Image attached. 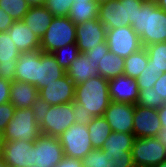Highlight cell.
Returning a JSON list of instances; mask_svg holds the SVG:
<instances>
[{
	"label": "cell",
	"instance_id": "49",
	"mask_svg": "<svg viewBox=\"0 0 166 167\" xmlns=\"http://www.w3.org/2000/svg\"><path fill=\"white\" fill-rule=\"evenodd\" d=\"M151 167H166V160L159 163L158 165H154V166H151Z\"/></svg>",
	"mask_w": 166,
	"mask_h": 167
},
{
	"label": "cell",
	"instance_id": "27",
	"mask_svg": "<svg viewBox=\"0 0 166 167\" xmlns=\"http://www.w3.org/2000/svg\"><path fill=\"white\" fill-rule=\"evenodd\" d=\"M125 60L124 73L126 76L137 79L148 65V55L145 47L130 54Z\"/></svg>",
	"mask_w": 166,
	"mask_h": 167
},
{
	"label": "cell",
	"instance_id": "13",
	"mask_svg": "<svg viewBox=\"0 0 166 167\" xmlns=\"http://www.w3.org/2000/svg\"><path fill=\"white\" fill-rule=\"evenodd\" d=\"M135 105L110 102L104 112V118L114 132L133 133Z\"/></svg>",
	"mask_w": 166,
	"mask_h": 167
},
{
	"label": "cell",
	"instance_id": "48",
	"mask_svg": "<svg viewBox=\"0 0 166 167\" xmlns=\"http://www.w3.org/2000/svg\"><path fill=\"white\" fill-rule=\"evenodd\" d=\"M155 3L166 12V0H155Z\"/></svg>",
	"mask_w": 166,
	"mask_h": 167
},
{
	"label": "cell",
	"instance_id": "41",
	"mask_svg": "<svg viewBox=\"0 0 166 167\" xmlns=\"http://www.w3.org/2000/svg\"><path fill=\"white\" fill-rule=\"evenodd\" d=\"M12 82L0 78V105L10 100V89Z\"/></svg>",
	"mask_w": 166,
	"mask_h": 167
},
{
	"label": "cell",
	"instance_id": "20",
	"mask_svg": "<svg viewBox=\"0 0 166 167\" xmlns=\"http://www.w3.org/2000/svg\"><path fill=\"white\" fill-rule=\"evenodd\" d=\"M41 50L20 53L15 70V80L30 83L37 88V63Z\"/></svg>",
	"mask_w": 166,
	"mask_h": 167
},
{
	"label": "cell",
	"instance_id": "25",
	"mask_svg": "<svg viewBox=\"0 0 166 167\" xmlns=\"http://www.w3.org/2000/svg\"><path fill=\"white\" fill-rule=\"evenodd\" d=\"M87 128L93 149H101L103 143L112 133L110 125L108 124L104 116L94 117L92 121L87 125Z\"/></svg>",
	"mask_w": 166,
	"mask_h": 167
},
{
	"label": "cell",
	"instance_id": "47",
	"mask_svg": "<svg viewBox=\"0 0 166 167\" xmlns=\"http://www.w3.org/2000/svg\"><path fill=\"white\" fill-rule=\"evenodd\" d=\"M30 6L45 5L47 0H26Z\"/></svg>",
	"mask_w": 166,
	"mask_h": 167
},
{
	"label": "cell",
	"instance_id": "51",
	"mask_svg": "<svg viewBox=\"0 0 166 167\" xmlns=\"http://www.w3.org/2000/svg\"><path fill=\"white\" fill-rule=\"evenodd\" d=\"M87 1H92V0H73V2H87Z\"/></svg>",
	"mask_w": 166,
	"mask_h": 167
},
{
	"label": "cell",
	"instance_id": "38",
	"mask_svg": "<svg viewBox=\"0 0 166 167\" xmlns=\"http://www.w3.org/2000/svg\"><path fill=\"white\" fill-rule=\"evenodd\" d=\"M110 52L107 42L98 44L94 49L84 53L89 61H92L94 65L99 66L100 59Z\"/></svg>",
	"mask_w": 166,
	"mask_h": 167
},
{
	"label": "cell",
	"instance_id": "46",
	"mask_svg": "<svg viewBox=\"0 0 166 167\" xmlns=\"http://www.w3.org/2000/svg\"><path fill=\"white\" fill-rule=\"evenodd\" d=\"M157 139H159L165 146H166V129L165 128H162L157 136H156Z\"/></svg>",
	"mask_w": 166,
	"mask_h": 167
},
{
	"label": "cell",
	"instance_id": "10",
	"mask_svg": "<svg viewBox=\"0 0 166 167\" xmlns=\"http://www.w3.org/2000/svg\"><path fill=\"white\" fill-rule=\"evenodd\" d=\"M64 157L58 137L41 134L34 142V167H55Z\"/></svg>",
	"mask_w": 166,
	"mask_h": 167
},
{
	"label": "cell",
	"instance_id": "9",
	"mask_svg": "<svg viewBox=\"0 0 166 167\" xmlns=\"http://www.w3.org/2000/svg\"><path fill=\"white\" fill-rule=\"evenodd\" d=\"M74 101L50 106L46 118L40 125L43 135L58 137L75 123Z\"/></svg>",
	"mask_w": 166,
	"mask_h": 167
},
{
	"label": "cell",
	"instance_id": "8",
	"mask_svg": "<svg viewBox=\"0 0 166 167\" xmlns=\"http://www.w3.org/2000/svg\"><path fill=\"white\" fill-rule=\"evenodd\" d=\"M106 42L110 52L124 59L143 48L140 36L133 30L132 26L106 29Z\"/></svg>",
	"mask_w": 166,
	"mask_h": 167
},
{
	"label": "cell",
	"instance_id": "43",
	"mask_svg": "<svg viewBox=\"0 0 166 167\" xmlns=\"http://www.w3.org/2000/svg\"><path fill=\"white\" fill-rule=\"evenodd\" d=\"M15 21L0 8V32H6Z\"/></svg>",
	"mask_w": 166,
	"mask_h": 167
},
{
	"label": "cell",
	"instance_id": "34",
	"mask_svg": "<svg viewBox=\"0 0 166 167\" xmlns=\"http://www.w3.org/2000/svg\"><path fill=\"white\" fill-rule=\"evenodd\" d=\"M83 167H107L106 153L101 149H92L81 160Z\"/></svg>",
	"mask_w": 166,
	"mask_h": 167
},
{
	"label": "cell",
	"instance_id": "39",
	"mask_svg": "<svg viewBox=\"0 0 166 167\" xmlns=\"http://www.w3.org/2000/svg\"><path fill=\"white\" fill-rule=\"evenodd\" d=\"M14 113L15 107L10 102L0 105V135L14 116Z\"/></svg>",
	"mask_w": 166,
	"mask_h": 167
},
{
	"label": "cell",
	"instance_id": "29",
	"mask_svg": "<svg viewBox=\"0 0 166 167\" xmlns=\"http://www.w3.org/2000/svg\"><path fill=\"white\" fill-rule=\"evenodd\" d=\"M151 66L160 75L166 72V42L154 43L145 46Z\"/></svg>",
	"mask_w": 166,
	"mask_h": 167
},
{
	"label": "cell",
	"instance_id": "23",
	"mask_svg": "<svg viewBox=\"0 0 166 167\" xmlns=\"http://www.w3.org/2000/svg\"><path fill=\"white\" fill-rule=\"evenodd\" d=\"M66 74L76 85L86 82L88 79L98 76V67L88 60L84 53H80L67 69Z\"/></svg>",
	"mask_w": 166,
	"mask_h": 167
},
{
	"label": "cell",
	"instance_id": "12",
	"mask_svg": "<svg viewBox=\"0 0 166 167\" xmlns=\"http://www.w3.org/2000/svg\"><path fill=\"white\" fill-rule=\"evenodd\" d=\"M106 41V27L99 19L76 25V44L80 53H86Z\"/></svg>",
	"mask_w": 166,
	"mask_h": 167
},
{
	"label": "cell",
	"instance_id": "6",
	"mask_svg": "<svg viewBox=\"0 0 166 167\" xmlns=\"http://www.w3.org/2000/svg\"><path fill=\"white\" fill-rule=\"evenodd\" d=\"M64 156L83 159L93 149L87 125L74 123L58 136Z\"/></svg>",
	"mask_w": 166,
	"mask_h": 167
},
{
	"label": "cell",
	"instance_id": "45",
	"mask_svg": "<svg viewBox=\"0 0 166 167\" xmlns=\"http://www.w3.org/2000/svg\"><path fill=\"white\" fill-rule=\"evenodd\" d=\"M158 115L162 128L166 129V103L158 110Z\"/></svg>",
	"mask_w": 166,
	"mask_h": 167
},
{
	"label": "cell",
	"instance_id": "32",
	"mask_svg": "<svg viewBox=\"0 0 166 167\" xmlns=\"http://www.w3.org/2000/svg\"><path fill=\"white\" fill-rule=\"evenodd\" d=\"M103 151L107 156V167H135L132 151Z\"/></svg>",
	"mask_w": 166,
	"mask_h": 167
},
{
	"label": "cell",
	"instance_id": "36",
	"mask_svg": "<svg viewBox=\"0 0 166 167\" xmlns=\"http://www.w3.org/2000/svg\"><path fill=\"white\" fill-rule=\"evenodd\" d=\"M73 0H47L44 5L54 17H66Z\"/></svg>",
	"mask_w": 166,
	"mask_h": 167
},
{
	"label": "cell",
	"instance_id": "3",
	"mask_svg": "<svg viewBox=\"0 0 166 167\" xmlns=\"http://www.w3.org/2000/svg\"><path fill=\"white\" fill-rule=\"evenodd\" d=\"M145 0H109L99 3L98 19L106 29L131 26Z\"/></svg>",
	"mask_w": 166,
	"mask_h": 167
},
{
	"label": "cell",
	"instance_id": "24",
	"mask_svg": "<svg viewBox=\"0 0 166 167\" xmlns=\"http://www.w3.org/2000/svg\"><path fill=\"white\" fill-rule=\"evenodd\" d=\"M99 2L97 0L87 2H73L69 8L68 17L78 25L85 21L98 19Z\"/></svg>",
	"mask_w": 166,
	"mask_h": 167
},
{
	"label": "cell",
	"instance_id": "40",
	"mask_svg": "<svg viewBox=\"0 0 166 167\" xmlns=\"http://www.w3.org/2000/svg\"><path fill=\"white\" fill-rule=\"evenodd\" d=\"M86 109L80 104L74 102L75 123L88 125L94 118L91 114H87Z\"/></svg>",
	"mask_w": 166,
	"mask_h": 167
},
{
	"label": "cell",
	"instance_id": "2",
	"mask_svg": "<svg viewBox=\"0 0 166 167\" xmlns=\"http://www.w3.org/2000/svg\"><path fill=\"white\" fill-rule=\"evenodd\" d=\"M74 102L84 107L87 114L93 117L103 116L111 102L108 79L98 75L76 85Z\"/></svg>",
	"mask_w": 166,
	"mask_h": 167
},
{
	"label": "cell",
	"instance_id": "21",
	"mask_svg": "<svg viewBox=\"0 0 166 167\" xmlns=\"http://www.w3.org/2000/svg\"><path fill=\"white\" fill-rule=\"evenodd\" d=\"M53 18L54 16L52 13L44 5H37L30 6L22 21L29 27L36 37L41 39L45 35Z\"/></svg>",
	"mask_w": 166,
	"mask_h": 167
},
{
	"label": "cell",
	"instance_id": "17",
	"mask_svg": "<svg viewBox=\"0 0 166 167\" xmlns=\"http://www.w3.org/2000/svg\"><path fill=\"white\" fill-rule=\"evenodd\" d=\"M20 51L8 31L0 32V78L15 81V70Z\"/></svg>",
	"mask_w": 166,
	"mask_h": 167
},
{
	"label": "cell",
	"instance_id": "42",
	"mask_svg": "<svg viewBox=\"0 0 166 167\" xmlns=\"http://www.w3.org/2000/svg\"><path fill=\"white\" fill-rule=\"evenodd\" d=\"M153 88L157 91L158 96L166 102V72L159 75L158 80Z\"/></svg>",
	"mask_w": 166,
	"mask_h": 167
},
{
	"label": "cell",
	"instance_id": "11",
	"mask_svg": "<svg viewBox=\"0 0 166 167\" xmlns=\"http://www.w3.org/2000/svg\"><path fill=\"white\" fill-rule=\"evenodd\" d=\"M33 146L24 140L1 141V159L8 167H34Z\"/></svg>",
	"mask_w": 166,
	"mask_h": 167
},
{
	"label": "cell",
	"instance_id": "15",
	"mask_svg": "<svg viewBox=\"0 0 166 167\" xmlns=\"http://www.w3.org/2000/svg\"><path fill=\"white\" fill-rule=\"evenodd\" d=\"M109 97L112 102L136 105L139 88L136 79L125 74L108 79Z\"/></svg>",
	"mask_w": 166,
	"mask_h": 167
},
{
	"label": "cell",
	"instance_id": "19",
	"mask_svg": "<svg viewBox=\"0 0 166 167\" xmlns=\"http://www.w3.org/2000/svg\"><path fill=\"white\" fill-rule=\"evenodd\" d=\"M7 31L20 53L40 49V39L22 20L15 21Z\"/></svg>",
	"mask_w": 166,
	"mask_h": 167
},
{
	"label": "cell",
	"instance_id": "50",
	"mask_svg": "<svg viewBox=\"0 0 166 167\" xmlns=\"http://www.w3.org/2000/svg\"><path fill=\"white\" fill-rule=\"evenodd\" d=\"M0 167H8L7 164L0 158Z\"/></svg>",
	"mask_w": 166,
	"mask_h": 167
},
{
	"label": "cell",
	"instance_id": "18",
	"mask_svg": "<svg viewBox=\"0 0 166 167\" xmlns=\"http://www.w3.org/2000/svg\"><path fill=\"white\" fill-rule=\"evenodd\" d=\"M66 71L57 63L52 53H44L41 51L38 54L37 63V89L40 90L48 84L57 81L64 77Z\"/></svg>",
	"mask_w": 166,
	"mask_h": 167
},
{
	"label": "cell",
	"instance_id": "52",
	"mask_svg": "<svg viewBox=\"0 0 166 167\" xmlns=\"http://www.w3.org/2000/svg\"><path fill=\"white\" fill-rule=\"evenodd\" d=\"M99 3L105 2V1H109V0H97Z\"/></svg>",
	"mask_w": 166,
	"mask_h": 167
},
{
	"label": "cell",
	"instance_id": "28",
	"mask_svg": "<svg viewBox=\"0 0 166 167\" xmlns=\"http://www.w3.org/2000/svg\"><path fill=\"white\" fill-rule=\"evenodd\" d=\"M135 136L133 133L114 132L108 136L101 146V150L109 151H132Z\"/></svg>",
	"mask_w": 166,
	"mask_h": 167
},
{
	"label": "cell",
	"instance_id": "35",
	"mask_svg": "<svg viewBox=\"0 0 166 167\" xmlns=\"http://www.w3.org/2000/svg\"><path fill=\"white\" fill-rule=\"evenodd\" d=\"M158 78L159 75L157 74V71L151 66V63L148 62V65L146 66L144 71L136 79L139 90H147V88H153Z\"/></svg>",
	"mask_w": 166,
	"mask_h": 167
},
{
	"label": "cell",
	"instance_id": "53",
	"mask_svg": "<svg viewBox=\"0 0 166 167\" xmlns=\"http://www.w3.org/2000/svg\"><path fill=\"white\" fill-rule=\"evenodd\" d=\"M0 158H1V140H0Z\"/></svg>",
	"mask_w": 166,
	"mask_h": 167
},
{
	"label": "cell",
	"instance_id": "44",
	"mask_svg": "<svg viewBox=\"0 0 166 167\" xmlns=\"http://www.w3.org/2000/svg\"><path fill=\"white\" fill-rule=\"evenodd\" d=\"M55 167H83L81 159L69 158L64 156Z\"/></svg>",
	"mask_w": 166,
	"mask_h": 167
},
{
	"label": "cell",
	"instance_id": "14",
	"mask_svg": "<svg viewBox=\"0 0 166 167\" xmlns=\"http://www.w3.org/2000/svg\"><path fill=\"white\" fill-rule=\"evenodd\" d=\"M158 110L135 105L133 134L135 138L156 137L162 129Z\"/></svg>",
	"mask_w": 166,
	"mask_h": 167
},
{
	"label": "cell",
	"instance_id": "4",
	"mask_svg": "<svg viewBox=\"0 0 166 167\" xmlns=\"http://www.w3.org/2000/svg\"><path fill=\"white\" fill-rule=\"evenodd\" d=\"M41 134L40 125L36 122L32 109L15 108L14 116L0 135V140L35 142Z\"/></svg>",
	"mask_w": 166,
	"mask_h": 167
},
{
	"label": "cell",
	"instance_id": "22",
	"mask_svg": "<svg viewBox=\"0 0 166 167\" xmlns=\"http://www.w3.org/2000/svg\"><path fill=\"white\" fill-rule=\"evenodd\" d=\"M39 97V90L32 84L15 80L11 84L9 102L17 109H29Z\"/></svg>",
	"mask_w": 166,
	"mask_h": 167
},
{
	"label": "cell",
	"instance_id": "37",
	"mask_svg": "<svg viewBox=\"0 0 166 167\" xmlns=\"http://www.w3.org/2000/svg\"><path fill=\"white\" fill-rule=\"evenodd\" d=\"M50 104L44 101L40 96L32 103L31 109L34 112L36 122L41 125L50 109Z\"/></svg>",
	"mask_w": 166,
	"mask_h": 167
},
{
	"label": "cell",
	"instance_id": "31",
	"mask_svg": "<svg viewBox=\"0 0 166 167\" xmlns=\"http://www.w3.org/2000/svg\"><path fill=\"white\" fill-rule=\"evenodd\" d=\"M53 56L55 57L59 66L67 71L70 67V64L77 59L78 55L80 54L77 44H68L62 48L57 49L54 51Z\"/></svg>",
	"mask_w": 166,
	"mask_h": 167
},
{
	"label": "cell",
	"instance_id": "30",
	"mask_svg": "<svg viewBox=\"0 0 166 167\" xmlns=\"http://www.w3.org/2000/svg\"><path fill=\"white\" fill-rule=\"evenodd\" d=\"M0 8L12 17L14 21L23 20L30 5L26 0H0Z\"/></svg>",
	"mask_w": 166,
	"mask_h": 167
},
{
	"label": "cell",
	"instance_id": "26",
	"mask_svg": "<svg viewBox=\"0 0 166 167\" xmlns=\"http://www.w3.org/2000/svg\"><path fill=\"white\" fill-rule=\"evenodd\" d=\"M124 65V58L108 52L100 59L98 72L103 78L111 79L124 73Z\"/></svg>",
	"mask_w": 166,
	"mask_h": 167
},
{
	"label": "cell",
	"instance_id": "7",
	"mask_svg": "<svg viewBox=\"0 0 166 167\" xmlns=\"http://www.w3.org/2000/svg\"><path fill=\"white\" fill-rule=\"evenodd\" d=\"M135 167H151L166 160V146L156 137L135 138L132 147Z\"/></svg>",
	"mask_w": 166,
	"mask_h": 167
},
{
	"label": "cell",
	"instance_id": "16",
	"mask_svg": "<svg viewBox=\"0 0 166 167\" xmlns=\"http://www.w3.org/2000/svg\"><path fill=\"white\" fill-rule=\"evenodd\" d=\"M39 96L52 106L70 103L75 99V84L66 74L64 77L40 89Z\"/></svg>",
	"mask_w": 166,
	"mask_h": 167
},
{
	"label": "cell",
	"instance_id": "33",
	"mask_svg": "<svg viewBox=\"0 0 166 167\" xmlns=\"http://www.w3.org/2000/svg\"><path fill=\"white\" fill-rule=\"evenodd\" d=\"M156 92L154 88L139 90L137 105L159 110L166 102Z\"/></svg>",
	"mask_w": 166,
	"mask_h": 167
},
{
	"label": "cell",
	"instance_id": "5",
	"mask_svg": "<svg viewBox=\"0 0 166 167\" xmlns=\"http://www.w3.org/2000/svg\"><path fill=\"white\" fill-rule=\"evenodd\" d=\"M76 43V25L66 17H54L45 35L40 39V50L53 53L68 44Z\"/></svg>",
	"mask_w": 166,
	"mask_h": 167
},
{
	"label": "cell",
	"instance_id": "1",
	"mask_svg": "<svg viewBox=\"0 0 166 167\" xmlns=\"http://www.w3.org/2000/svg\"><path fill=\"white\" fill-rule=\"evenodd\" d=\"M140 36L143 47L166 42V12L156 5L155 0H145L131 25Z\"/></svg>",
	"mask_w": 166,
	"mask_h": 167
}]
</instances>
